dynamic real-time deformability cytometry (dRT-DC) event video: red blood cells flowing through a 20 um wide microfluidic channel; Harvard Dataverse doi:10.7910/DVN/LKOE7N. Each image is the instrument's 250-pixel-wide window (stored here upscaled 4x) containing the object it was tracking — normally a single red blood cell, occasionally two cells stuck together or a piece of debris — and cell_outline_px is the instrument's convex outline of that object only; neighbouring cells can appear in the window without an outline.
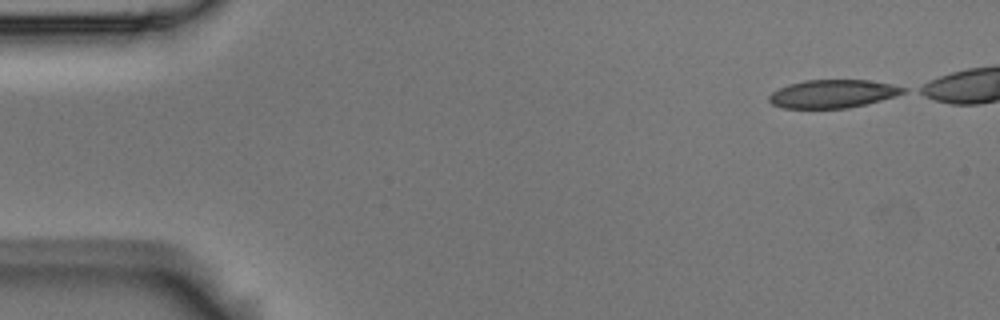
{"species": "Egyptian fruit bat (a non-hibernating species)", "species_latin": "Rousettus aegyptiacus", "temperature_condition": "room temperature", "stored_images_in_passage": 43, "camera_frame_rate_fps": 3000, "um_per_image_px": 0.085, "animal": {"sex": "male"}, "frame": {"image": 1, "passage_image": 1, "time_ms": 0.0, "image_size_px": [1000, 320], "cell_outline_px": [[908, 92], [896, 96], [864, 104], [844, 108], [784, 108], [772, 104], [768, 100], [768, 96], [772, 92], [788, 84], [804, 80], [868, 80], [892, 84], [908, 88]], "centroid_in_image_um": [70.8, 7.96], "position_along_channel_um": 14.2, "area_um2": 22.02}}
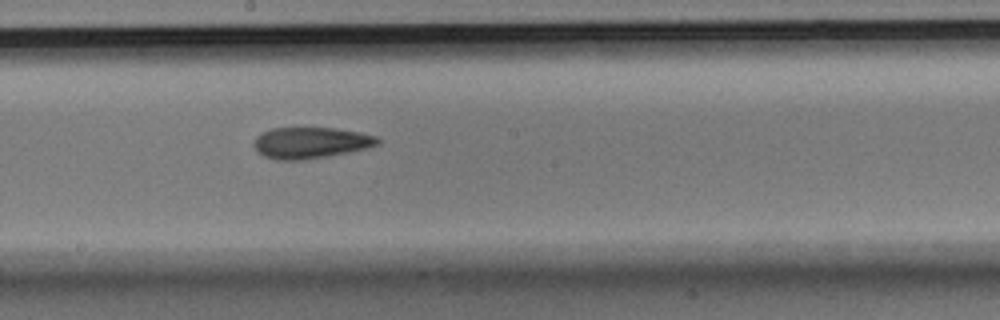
{"frame": {"image": 2, "passage_image": 26, "time_ms": 8.333, "image_size_px": [1000, 320], "cell_outline_px": [[380, 140], [376, 144], [364, 148], [348, 152], [300, 160], [276, 160], [264, 156], [256, 148], [256, 136], [272, 128], [336, 128], [360, 132], [376, 136]], "centroid_in_image_um": [26.41, 12.12], "position_along_channel_um": 221.8, "area_um2": 21.96}}
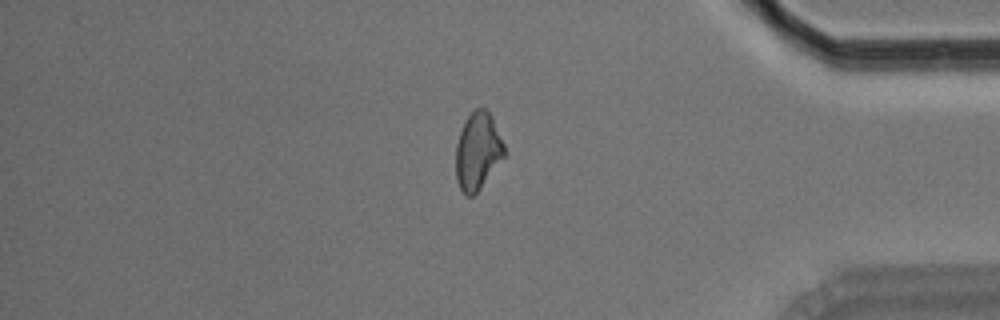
{"frame": {"image": 3, "passage_image": 42, "time_ms": 13.667, "image_size_px": [1000, 320], "cell_outline_px": [[504, 156], [480, 188], [472, 196], [468, 196], [460, 188], [456, 180], [456, 144], [460, 132], [468, 116], [476, 108], [484, 108], [492, 116], [504, 144]], "centroid_in_image_um": [40.6, 12.84], "position_along_channel_um": 394.6, "area_um2": 21.39}}